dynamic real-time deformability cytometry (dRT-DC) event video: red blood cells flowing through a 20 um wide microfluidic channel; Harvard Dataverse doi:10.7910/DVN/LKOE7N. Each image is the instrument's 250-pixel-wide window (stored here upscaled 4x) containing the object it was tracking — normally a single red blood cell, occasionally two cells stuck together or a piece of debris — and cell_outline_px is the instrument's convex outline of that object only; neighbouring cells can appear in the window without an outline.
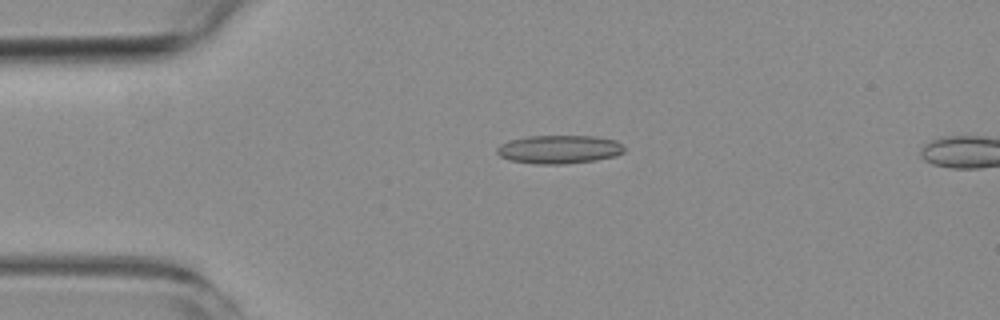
{"species": "common noctule bat (a hibernating species)", "species_latin": "Nyctalus noctula", "temperature_condition": "room temperature", "stored_images_in_passage": 6, "segment_of_instrument_passage": [1, 2], "camera_frame_rate_fps": 3000, "um_per_image_px": 0.085, "animal": {"sex": "female", "body_mass_g": 19.3, "forearm_length_mm": 54.1}, "frame": {"image": 1, "passage_image": 4, "time_ms": 3.333, "image_size_px": [1000, 320], "cell_outline_px": [[624, 152], [616, 156], [596, 160], [564, 164], [532, 164], [508, 160], [500, 156], [496, 152], [496, 148], [500, 144], [512, 140], [528, 136], [596, 136], [616, 140], [624, 148]], "centroid_in_image_um": [47.52, 12.7], "position_along_channel_um": 37.5, "area_um2": 21.21}}